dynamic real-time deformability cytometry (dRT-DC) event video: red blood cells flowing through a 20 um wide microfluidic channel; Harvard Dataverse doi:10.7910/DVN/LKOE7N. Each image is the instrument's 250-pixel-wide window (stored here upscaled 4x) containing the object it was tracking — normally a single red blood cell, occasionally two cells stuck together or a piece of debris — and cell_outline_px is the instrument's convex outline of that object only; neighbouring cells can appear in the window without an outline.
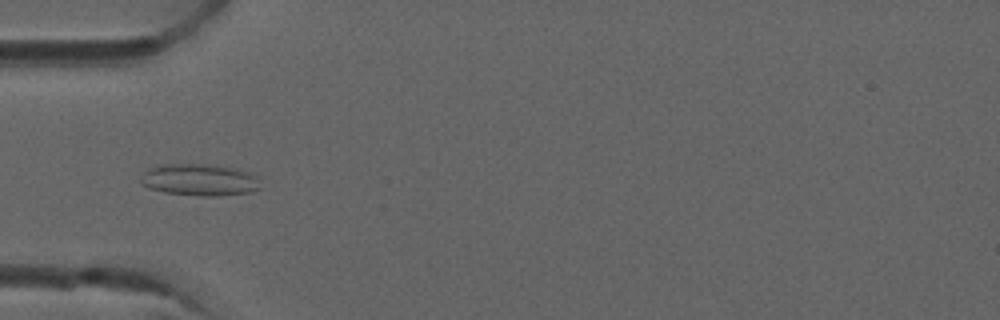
{"species": "common noctule bat (a hibernating species)", "species_latin": "Nyctalus noctula", "temperature_condition": "room temperature", "stored_images_in_passage": 8, "camera_frame_rate_fps": 3000, "um_per_image_px": 0.085, "animal": {"sex": "male", "forearm_length_mm": 52.5}, "frame": {"image": 1, "passage_image": 5, "time_ms": 1.333, "image_size_px": [1000, 320], "cell_outline_px": [[260, 188], [252, 192], [220, 196], [200, 196], [164, 192], [148, 188], [140, 184], [140, 176], [144, 172], [160, 164], [204, 164], [236, 168], [248, 172], [256, 176]], "centroid_in_image_um": [16.94, 15.29], "position_along_channel_um": 68.1, "area_um2": 22.31}}
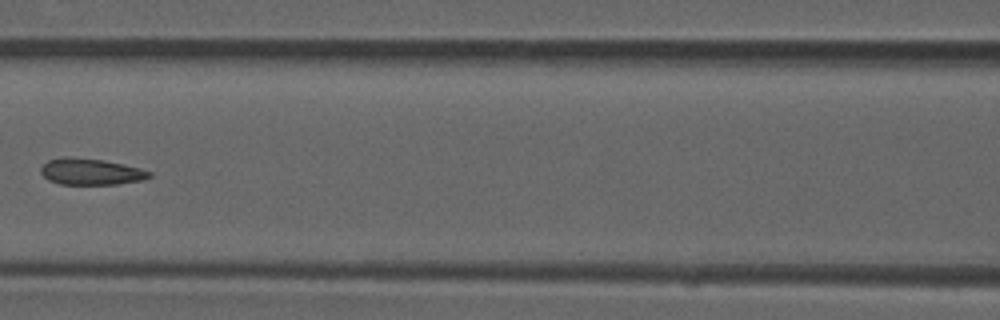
{"frame": {"image": 2, "passage_image": 7, "time_ms": 2.0, "image_size_px": [1000, 320], "cell_outline_px": [[152, 176], [144, 180], [116, 184], [60, 184], [48, 180], [40, 172], [40, 168], [48, 160], [64, 156], [68, 156], [104, 160], [124, 164], [140, 168], [152, 172]], "centroid_in_image_um": [7.73, 14.58], "position_along_channel_um": 158.9, "area_um2": 16.82}}
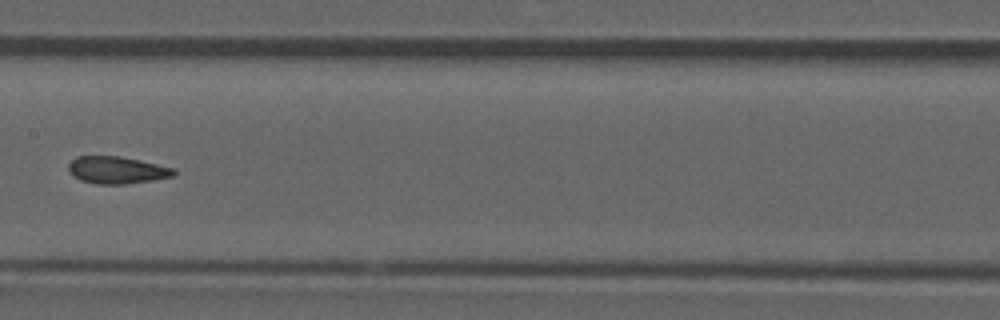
{"frame": {"image": 3, "passage_image": 8, "time_ms": 2.333, "image_size_px": [1000, 320], "cell_outline_px": [[176, 172], [172, 176], [152, 180], [124, 184], [96, 184], [80, 180], [72, 176], [68, 172], [68, 164], [76, 156], [120, 156], [140, 160], [176, 168]], "centroid_in_image_um": [9.91, 14.45], "position_along_channel_um": 197.5, "area_um2": 16.82}}